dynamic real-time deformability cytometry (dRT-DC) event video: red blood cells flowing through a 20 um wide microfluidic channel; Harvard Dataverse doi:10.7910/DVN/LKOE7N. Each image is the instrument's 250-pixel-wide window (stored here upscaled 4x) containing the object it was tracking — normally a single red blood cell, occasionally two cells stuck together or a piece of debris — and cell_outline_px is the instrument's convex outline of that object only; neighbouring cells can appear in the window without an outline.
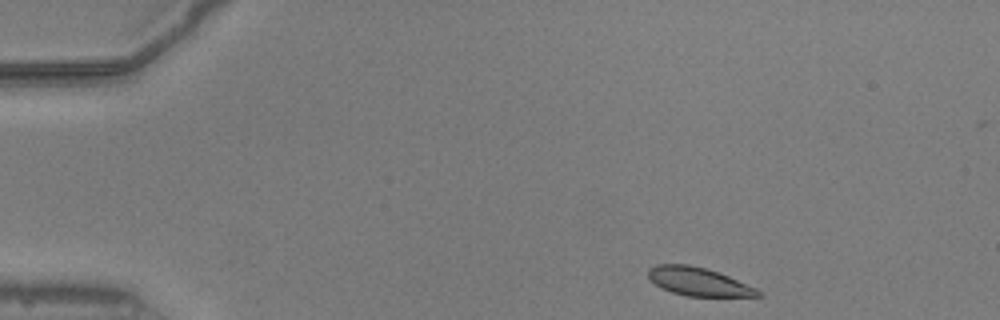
{"species": "common noctule bat (a hibernating species)", "species_latin": "Nyctalus noctula", "temperature_condition": "warm", "stored_images_in_passage": 45, "camera_frame_rate_fps": 3000, "um_per_image_px": 0.085, "animal": {"sex": "male", "body_mass_g": 20.5, "forearm_length_mm": 52.5}, "frame": {"image": 1, "passage_image": 1, "time_ms": 0.0, "image_size_px": [1000, 320], "cell_outline_px": [[764, 296], [688, 296], [672, 292], [660, 288], [648, 276], [648, 268], [656, 264], [688, 264], [704, 268], [728, 276], [756, 288], [764, 292]], "centroid_in_image_um": [59.37, 23.94], "position_along_channel_um": 25.6, "area_um2": 17.98}}
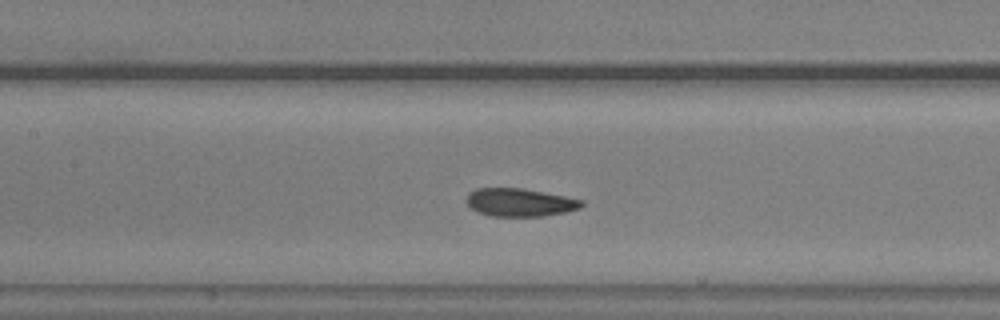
{"frame": {"image": 2, "passage_image": 18, "time_ms": 5.667, "image_size_px": [1000, 320], "cell_outline_px": [[584, 204], [580, 208], [564, 212], [540, 216], [488, 216], [476, 212], [468, 204], [468, 192], [476, 188], [520, 188], [564, 196], [584, 200]], "centroid_in_image_um": [44.17, 17.2], "position_along_channel_um": 163.2, "area_um2": 18.67}}
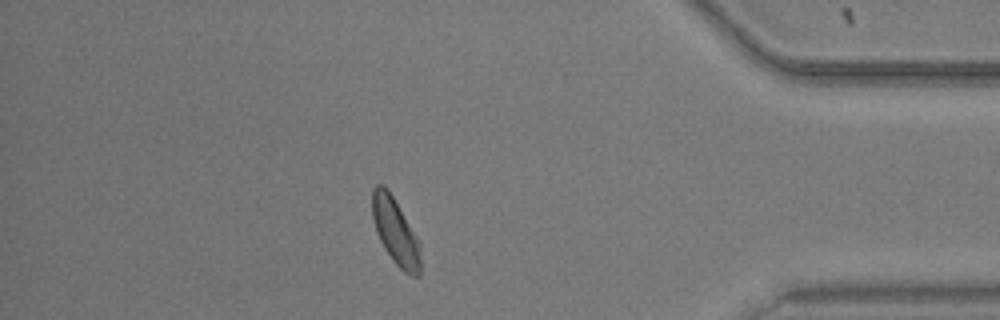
{"frame": {"image": 3, "passage_image": 39, "time_ms": 12.667, "image_size_px": [1000, 320], "cell_outline_px": [[420, 276], [412, 276], [404, 272], [392, 260], [384, 248], [376, 232], [372, 216], [372, 188], [376, 184], [384, 184], [392, 196], [420, 240]], "centroid_in_image_um": [33.61, 19.68], "position_along_channel_um": 401.6, "area_um2": 18.79}, "authors_computed_cell_mechanics": {"area_um2": 18.9006, "velocity_mm_per_s": 3.8776, "shape_relaxation_time_tau1_ms": 2.9471, "shape_relaxation_time_tau2_ms": 2.9931, "deformation_change_tau1": 0.0722, "deformation_change_tau2": 0.0745}}